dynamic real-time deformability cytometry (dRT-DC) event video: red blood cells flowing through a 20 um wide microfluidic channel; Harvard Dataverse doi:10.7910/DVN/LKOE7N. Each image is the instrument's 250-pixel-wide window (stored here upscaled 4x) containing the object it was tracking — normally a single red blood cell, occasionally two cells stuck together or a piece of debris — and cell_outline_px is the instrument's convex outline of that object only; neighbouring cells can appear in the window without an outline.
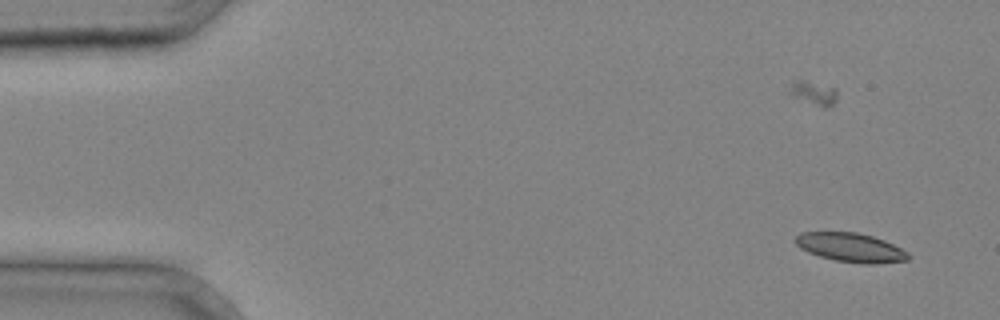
{"species": "common noctule bat (a hibernating species)", "species_latin": "Nyctalus noctula", "temperature_condition": "cold", "stored_images_in_passage": 4, "camera_frame_rate_fps": 3000, "um_per_image_px": 0.085, "animal": {"sex": "male", "body_mass_g": 20.4}, "frame": {"image": 1, "passage_image": 2, "time_ms": 0.333, "image_size_px": [1000, 320], "cell_outline_px": [[908, 260], [876, 264], [864, 264], [836, 260], [820, 256], [808, 252], [800, 248], [792, 240], [800, 232], [856, 232], [872, 236], [884, 240], [908, 252]], "centroid_in_image_um": [72.28, 21.03], "position_along_channel_um": 12.7, "area_um2": 19.02}}
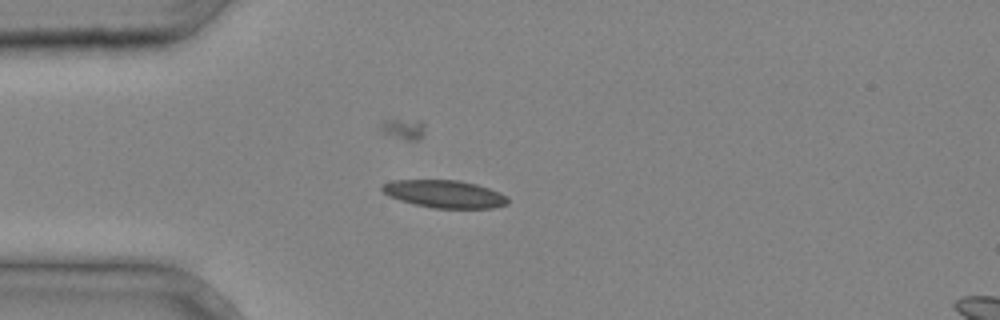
{"frame": {"image": 2, "passage_image": 4, "time_ms": 1.0, "image_size_px": [1000, 320], "cell_outline_px": [[508, 204], [492, 208], [432, 208], [412, 204], [388, 196], [380, 188], [384, 184], [392, 180], [460, 180], [476, 184], [500, 192], [508, 196]], "centroid_in_image_um": [37.79, 16.49], "position_along_channel_um": 47.2, "area_um2": 20.35}}